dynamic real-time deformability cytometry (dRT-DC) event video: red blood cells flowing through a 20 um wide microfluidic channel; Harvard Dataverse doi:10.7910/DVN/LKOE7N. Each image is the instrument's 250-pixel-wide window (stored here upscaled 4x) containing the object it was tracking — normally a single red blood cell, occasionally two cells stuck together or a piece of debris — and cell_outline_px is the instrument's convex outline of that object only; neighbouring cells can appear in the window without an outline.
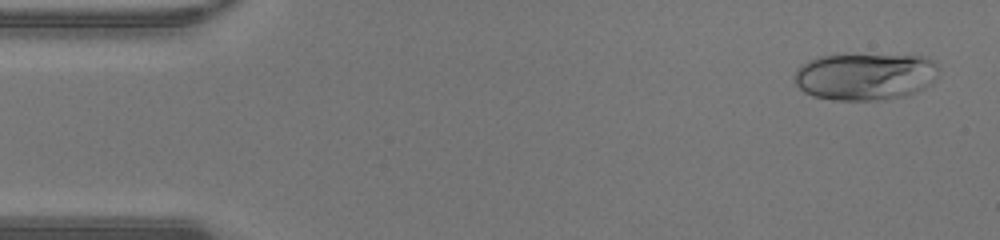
{"species": "human", "species_latin": "Homo sapiens", "temperature_condition": "warm", "stored_images_in_passage": 46, "camera_frame_rate_fps": 3000, "um_per_image_px": 0.085, "donor": {"sex": "male"}, "frame": {"image": 1, "passage_image": 2, "time_ms": 0.333, "image_size_px": [1000, 240], "cell_outline_px": [[940, 68], [916, 92], [908, 96], [884, 100], [832, 100], [812, 96], [804, 92], [796, 84], [796, 68], [808, 60], [816, 56], [924, 56], [932, 60]], "centroid_in_image_um": [73.46, 6.52], "position_along_channel_um": 11.5, "area_um2": 38.9}}
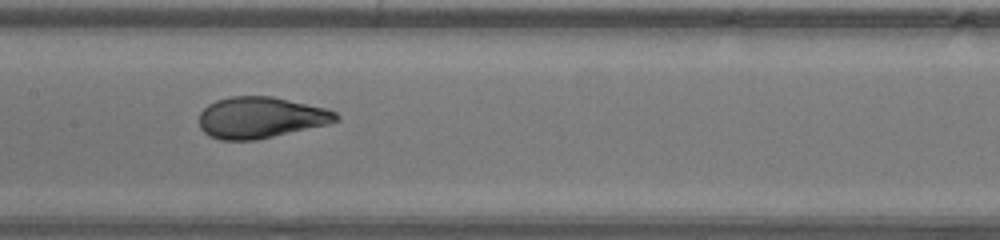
{"frame": {"image": 2, "passage_image": 22, "time_ms": 7.0, "image_size_px": [1000, 240], "cell_outline_px": [[340, 120], [328, 124], [256, 140], [220, 140], [208, 136], [200, 128], [200, 112], [208, 104], [216, 100], [232, 96], [272, 96], [324, 108], [336, 112], [340, 116]], "centroid_in_image_um": [22.14, 9.99], "position_along_channel_um": 185.3, "area_um2": 32.89}}
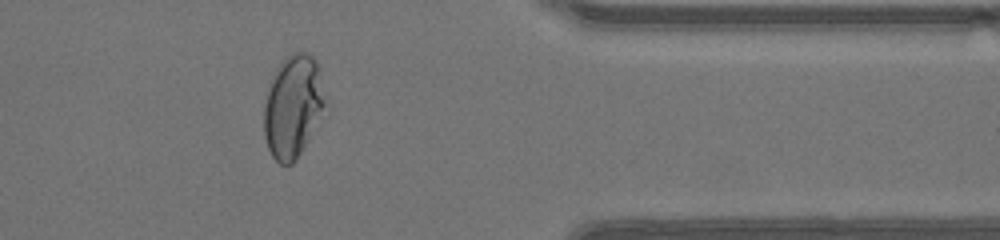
{"frame": {"image": 3, "passage_image": 37, "time_ms": 12.0, "image_size_px": [1000, 240], "cell_outline_px": [[332, 108], [296, 160], [292, 164], [280, 164], [272, 156], [268, 148], [264, 136], [264, 104], [268, 88], [272, 76], [276, 68], [292, 52], [308, 52], [316, 60], [320, 68]], "centroid_in_image_um": [25.03, 9.05], "position_along_channel_um": 386.4, "area_um2": 38.61}, "authors_computed_cell_mechanics": {"area_um2": 34.391, "velocity_mm_per_s": 4.4254, "shape_relaxation_time_tau1_ms": 6.091, "shape_relaxation_time_tau2_ms": null, "deformation_change_tau1": 0.2587, "deformation_change_tau2": null}}